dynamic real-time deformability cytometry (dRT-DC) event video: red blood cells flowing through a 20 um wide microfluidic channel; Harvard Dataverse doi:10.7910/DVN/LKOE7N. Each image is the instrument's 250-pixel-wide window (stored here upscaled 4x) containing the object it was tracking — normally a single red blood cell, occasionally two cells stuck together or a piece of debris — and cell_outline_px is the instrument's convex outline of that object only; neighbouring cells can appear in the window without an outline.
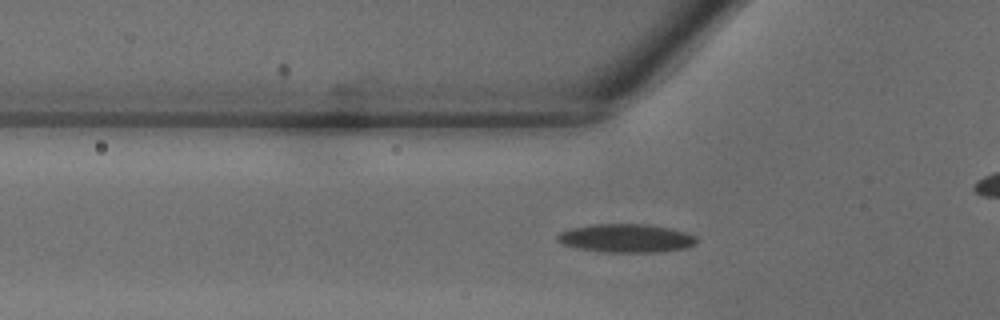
{"species": "common noctule bat (a hibernating species)", "species_latin": "Nyctalus noctula", "temperature_condition": "warm", "stored_images_in_passage": 32, "camera_frame_rate_fps": 3000, "um_per_image_px": 0.085, "animal": {"sex": "male", "body_mass_g": 18.8}, "frame": {"image": 1, "passage_image": 10, "time_ms": 3.0, "image_size_px": [1000, 320], "cell_outline_px": [[696, 244], [688, 248], [660, 252], [604, 252], [576, 248], [564, 244], [556, 240], [556, 236], [560, 232], [572, 228], [588, 224], [648, 224], [672, 228], [696, 236]], "centroid_in_image_um": [53.23, 20.25], "position_along_channel_um": 72.6, "area_um2": 23.29}}
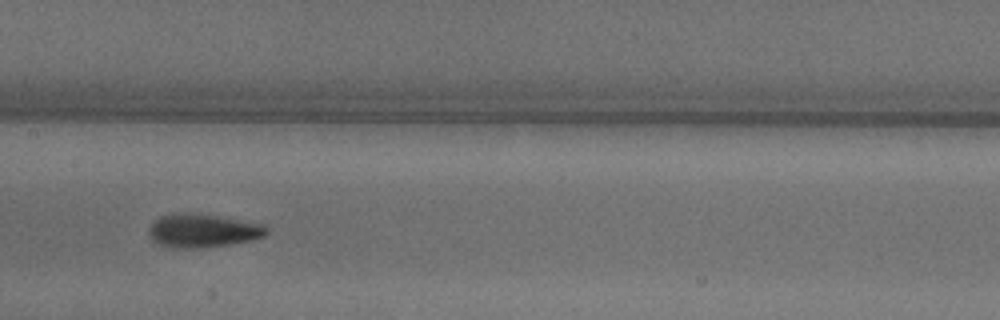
{"frame": {"image": 2, "passage_image": 17, "time_ms": 5.333, "image_size_px": [1000, 320], "cell_outline_px": [[268, 232], [264, 236], [252, 240], [228, 244], [200, 248], [172, 248], [156, 244], [152, 240], [148, 232], [148, 228], [160, 216], [216, 216], [264, 224], [268, 228]], "centroid_in_image_um": [17.26, 19.67], "position_along_channel_um": 190.1, "area_um2": 22.08}}
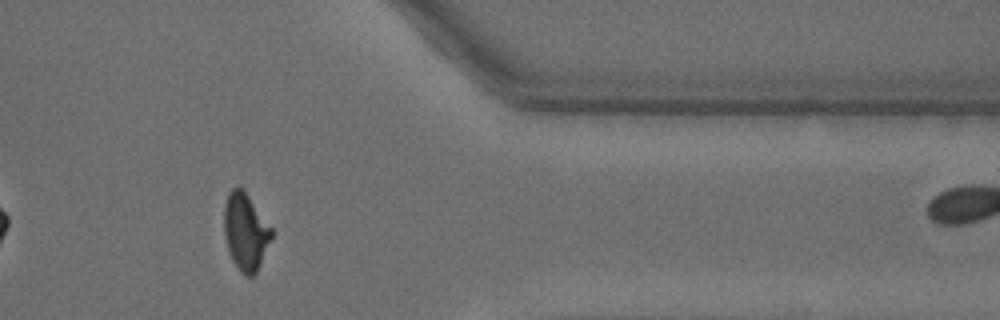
{"frame": {"image": 3, "passage_image": 30, "time_ms": 9.667, "image_size_px": [1000, 320], "cell_outline_px": [[272, 236], [260, 264], [256, 272], [252, 276], [244, 276], [240, 272], [232, 260], [228, 248], [224, 232], [224, 204], [228, 192], [236, 184], [244, 188], [272, 228]], "centroid_in_image_um": [20.85, 19.64], "position_along_channel_um": 390.5, "area_um2": 21.44}}